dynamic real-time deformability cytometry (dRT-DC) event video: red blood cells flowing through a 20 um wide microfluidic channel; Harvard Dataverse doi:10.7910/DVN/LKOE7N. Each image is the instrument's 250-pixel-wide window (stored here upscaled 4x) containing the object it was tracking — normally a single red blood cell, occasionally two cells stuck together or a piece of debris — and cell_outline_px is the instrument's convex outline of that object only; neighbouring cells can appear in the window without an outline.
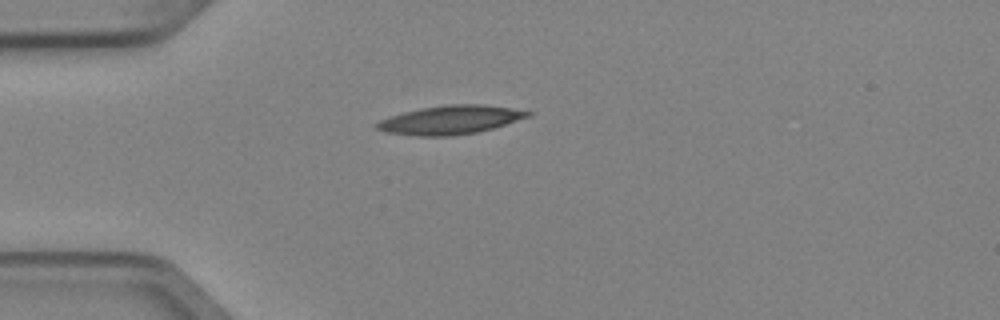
{"species": "Egyptian fruit bat (a non-hibernating species)", "species_latin": "Rousettus aegyptiacus", "temperature_condition": "cold", "stored_images_in_passage": 1, "camera_frame_rate_fps": 3000, "um_per_image_px": 0.085, "animal": {"sex": "female"}, "frame": {"image": 1, "passage_image": 1, "time_ms": 0.0, "image_size_px": [1000, 320], "cell_outline_px": [[532, 116], [492, 128], [476, 132], [448, 136], [416, 136], [384, 132], [376, 128], [376, 124], [380, 120], [388, 116], [420, 108], [448, 104], [484, 104], [512, 108], [532, 112]], "centroid_in_image_um": [38.27, 10.18], "position_along_channel_um": 46.7, "area_um2": 25.26}}